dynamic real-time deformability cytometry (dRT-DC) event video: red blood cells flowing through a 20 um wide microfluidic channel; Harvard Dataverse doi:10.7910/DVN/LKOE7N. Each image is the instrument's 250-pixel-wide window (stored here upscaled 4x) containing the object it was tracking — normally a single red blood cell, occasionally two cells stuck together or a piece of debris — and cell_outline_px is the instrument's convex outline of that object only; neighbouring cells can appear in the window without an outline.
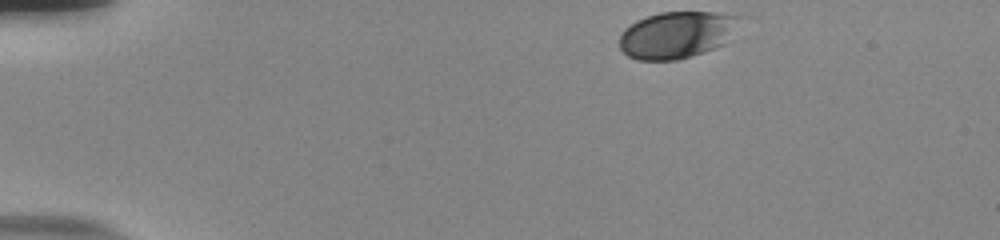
{"species": "human", "species_latin": "Homo sapiens", "temperature_condition": "room temperature", "stored_images_in_passage": 40, "camera_frame_rate_fps": 3000, "um_per_image_px": 0.085, "donor": {"sex": "male"}, "frame": {"image": 1, "passage_image": 1, "time_ms": 0.0, "image_size_px": [1000, 240], "cell_outline_px": [[752, 16], [724, 44], [716, 48], [692, 56], [676, 60], [636, 60], [628, 56], [620, 48], [620, 36], [624, 28], [636, 20], [660, 12], [716, 12]], "centroid_in_image_um": [57.68, 2.93], "position_along_channel_um": 27.3, "area_um2": 33.87}}
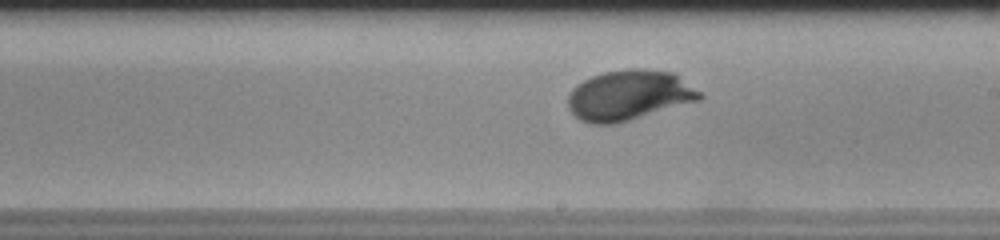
{"frame": {"image": 2, "passage_image": 25, "time_ms": 8.0, "image_size_px": [1000, 240], "cell_outline_px": [[704, 96], [700, 100], [616, 124], [592, 124], [580, 120], [568, 108], [568, 96], [572, 88], [576, 84], [592, 76], [604, 72], [628, 68], [648, 68], [672, 72], [700, 92]], "centroid_in_image_um": [53.45, 8.09], "position_along_channel_um": 235.6, "area_um2": 38.55}}
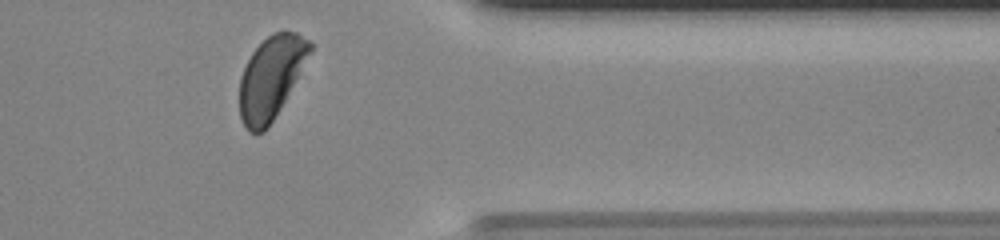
{"frame": {"image": 3, "passage_image": 38, "time_ms": 12.333, "image_size_px": [1000, 240], "cell_outline_px": [[312, 48], [280, 108], [268, 128], [264, 132], [248, 132], [240, 116], [240, 76], [252, 52], [272, 32], [284, 28], [296, 32], [312, 40]], "centroid_in_image_um": [23.03, 6.54], "position_along_channel_um": 388.4, "area_um2": 33.47}, "authors_computed_cell_mechanics": {"area_um2": 36.1539, "velocity_mm_per_s": 3.7367, "shape_relaxation_time_tau1_ms": 2.3276, "shape_relaxation_time_tau2_ms": null, "deformation_change_tau1": 0.1233, "deformation_change_tau2": null}}